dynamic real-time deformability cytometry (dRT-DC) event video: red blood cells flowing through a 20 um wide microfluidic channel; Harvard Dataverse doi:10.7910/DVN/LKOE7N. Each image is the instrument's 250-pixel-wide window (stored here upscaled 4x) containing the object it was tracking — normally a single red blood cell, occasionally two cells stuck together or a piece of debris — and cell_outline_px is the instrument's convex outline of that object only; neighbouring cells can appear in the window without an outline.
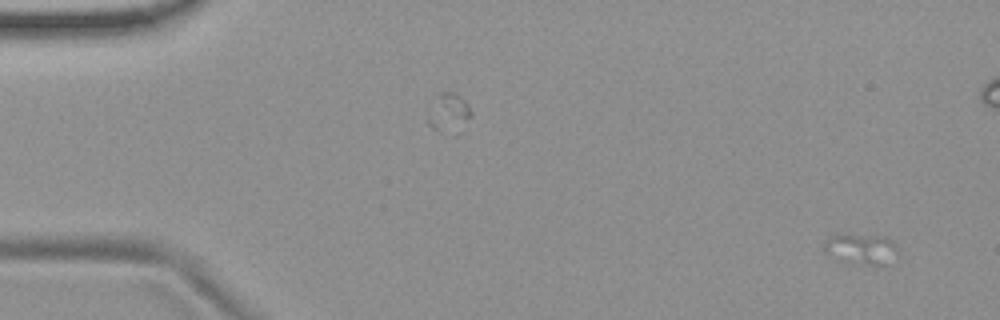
{"species": "common noctule bat (a hibernating species)", "species_latin": "Nyctalus noctula", "temperature_condition": "room temperature", "stored_images_in_passage": 5, "camera_frame_rate_fps": 3000, "um_per_image_px": 0.085, "animal": {"sex": "female", "body_mass_g": 19.9}, "frame": {"image": 1, "passage_image": 1, "time_ms": 0.0, "image_size_px": [1000, 320], "cell_outline_px": [[900, 256], [888, 264], [852, 264], [824, 252], [824, 240], [840, 232], [884, 236], [892, 240], [896, 244]], "centroid_in_image_um": [73.25, 21.13], "position_along_channel_um": 11.8, "area_um2": 13.76}}